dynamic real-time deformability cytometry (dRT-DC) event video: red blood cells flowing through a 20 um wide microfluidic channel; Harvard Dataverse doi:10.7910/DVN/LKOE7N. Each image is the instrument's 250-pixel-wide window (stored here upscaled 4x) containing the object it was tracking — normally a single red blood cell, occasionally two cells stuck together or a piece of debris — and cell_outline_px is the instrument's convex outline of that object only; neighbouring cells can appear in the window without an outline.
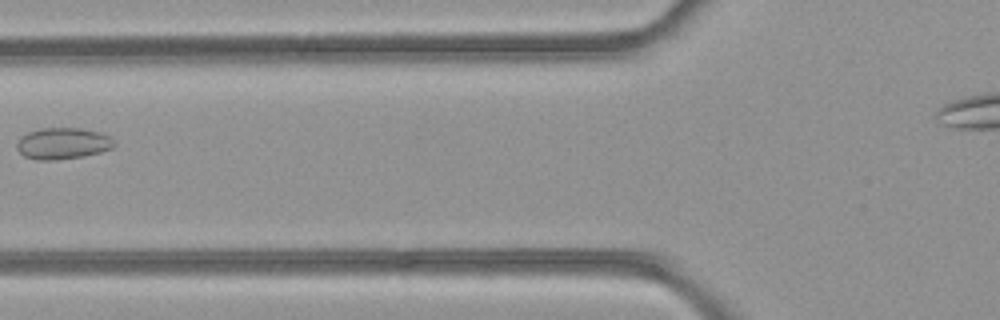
{"species": "common noctule bat (a hibernating species)", "species_latin": "Nyctalus noctula", "temperature_condition": "room temperature", "stored_images_in_passage": 5, "camera_frame_rate_fps": 3000, "um_per_image_px": 0.085, "animal": {"sex": "female", "body_mass_g": 21.9}, "frame": {"image": 1, "passage_image": 5, "time_ms": 1.333, "image_size_px": [1000, 320], "cell_outline_px": [[116, 144], [112, 148], [100, 152], [84, 156], [56, 160], [40, 160], [24, 156], [16, 148], [16, 144], [20, 136], [28, 132], [40, 128], [80, 128], [100, 132], [108, 136]], "centroid_in_image_um": [5.31, 12.19], "position_along_channel_um": 120.5, "area_um2": 17.86}}